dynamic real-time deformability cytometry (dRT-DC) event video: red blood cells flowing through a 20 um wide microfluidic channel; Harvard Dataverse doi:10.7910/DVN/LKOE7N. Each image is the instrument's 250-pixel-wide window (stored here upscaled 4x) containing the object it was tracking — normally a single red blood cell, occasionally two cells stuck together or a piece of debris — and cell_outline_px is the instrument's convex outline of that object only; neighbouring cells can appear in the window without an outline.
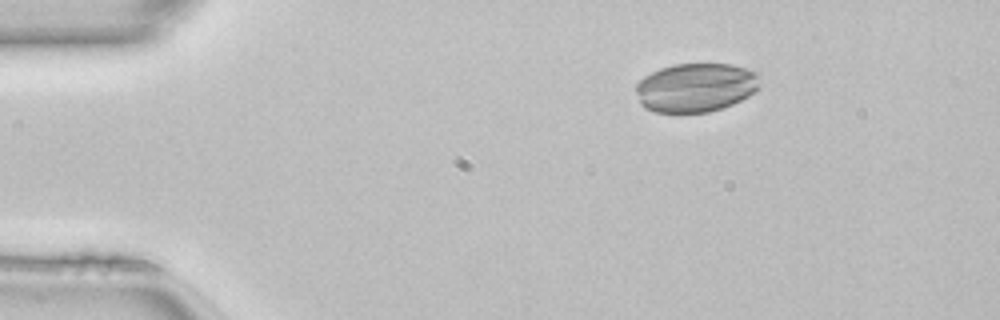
{"species": "common noctule bat (a hibernating species)", "species_latin": "Nyctalus noctula", "temperature_condition": "room temperature", "stored_images_in_passage": 50, "camera_frame_rate_fps": 3000, "um_per_image_px": 0.085, "animal": {"sex": "female", "body_mass_g": 22.7, "forearm_length_mm": 54.2}, "frame": {"image": 1, "passage_image": 8, "time_ms": 2.333, "image_size_px": [1000, 320], "cell_outline_px": [[756, 92], [732, 104], [708, 112], [652, 112], [644, 108], [640, 104], [636, 92], [636, 84], [644, 76], [660, 68], [676, 64], [732, 64], [756, 72]], "centroid_in_image_um": [59.07, 7.44], "position_along_channel_um": 25.9, "area_um2": 35.03}}
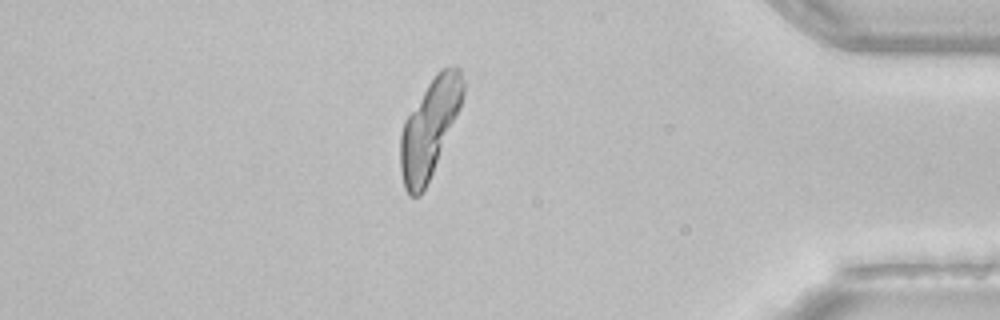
{"frame": {"image": 2, "passage_image": 43, "time_ms": 14.0, "image_size_px": [1000, 320], "cell_outline_px": [[464, 92], [460, 108], [432, 172], [420, 196], [408, 196], [404, 188], [400, 168], [400, 136], [404, 120], [436, 72], [440, 68], [456, 64], [460, 68], [464, 80]], "centroid_in_image_um": [36.5, 10.84], "position_along_channel_um": 398.7, "area_um2": 35.26}}